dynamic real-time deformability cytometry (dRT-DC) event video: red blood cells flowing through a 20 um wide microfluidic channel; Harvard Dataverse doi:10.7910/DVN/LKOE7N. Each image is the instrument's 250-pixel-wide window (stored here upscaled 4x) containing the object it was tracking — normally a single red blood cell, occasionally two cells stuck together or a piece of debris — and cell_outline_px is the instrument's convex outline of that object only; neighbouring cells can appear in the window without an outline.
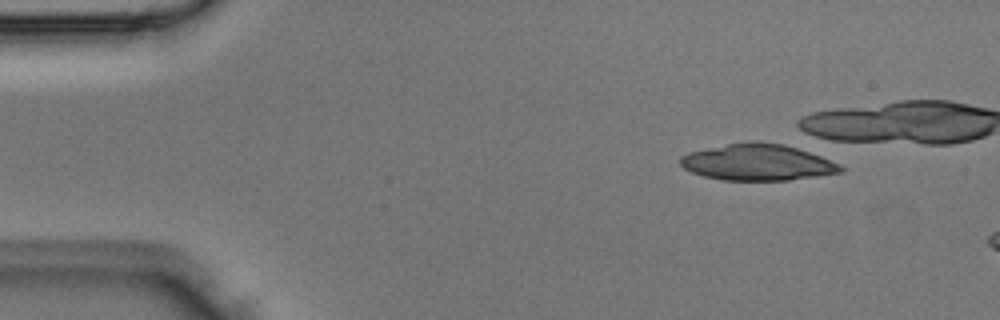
{"species": "Egyptian fruit bat (a non-hibernating species)", "species_latin": "Rousettus aegyptiacus", "temperature_condition": "room temperature", "stored_images_in_passage": 3, "camera_frame_rate_fps": 3000, "um_per_image_px": 0.085, "animal": {"sex": "male"}, "frame": {"image": 1, "passage_image": 1, "time_ms": 0.0, "image_size_px": [1000, 320], "cell_outline_px": [[844, 172], [788, 180], [724, 180], [704, 176], [692, 172], [684, 168], [680, 164], [680, 156], [688, 152], [728, 144], [752, 140], [756, 140], [784, 144], [820, 156], [840, 164], [844, 168]], "centroid_in_image_um": [64.39, 13.79], "position_along_channel_um": 20.6, "area_um2": 33.87}}